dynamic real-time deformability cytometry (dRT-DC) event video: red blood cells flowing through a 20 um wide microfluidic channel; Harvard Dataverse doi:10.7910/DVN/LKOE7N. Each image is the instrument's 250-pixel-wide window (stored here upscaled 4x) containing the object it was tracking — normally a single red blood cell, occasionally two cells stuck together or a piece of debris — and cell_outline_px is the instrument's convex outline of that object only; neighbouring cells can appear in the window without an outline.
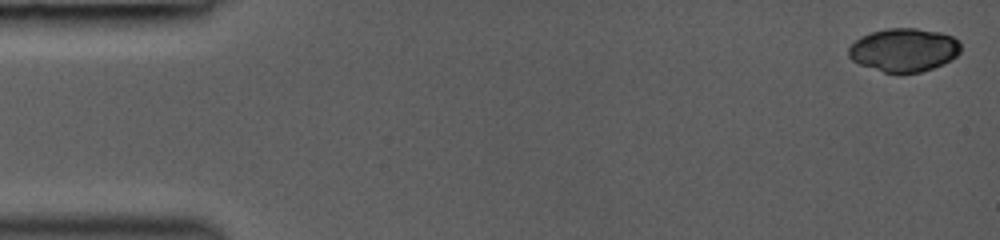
{"species": "common noctule bat (a hibernating species)", "species_latin": "Nyctalus noctula", "temperature_condition": "room temperature", "stored_images_in_passage": 40, "camera_frame_rate_fps": 3000, "um_per_image_px": 0.085, "animal": {"sex": "female", "body_mass_g": 19.0, "forearm_length_mm": 53.3}, "frame": {"image": 1, "passage_image": 1, "time_ms": 0.0, "image_size_px": [1000, 240], "cell_outline_px": [[960, 52], [952, 60], [944, 64], [920, 72], [884, 72], [860, 64], [852, 60], [848, 56], [848, 48], [860, 36], [872, 32], [888, 28], [916, 28], [940, 32], [952, 36], [960, 40]], "centroid_in_image_um": [76.85, 4.23], "position_along_channel_um": 8.1, "area_um2": 28.32}}
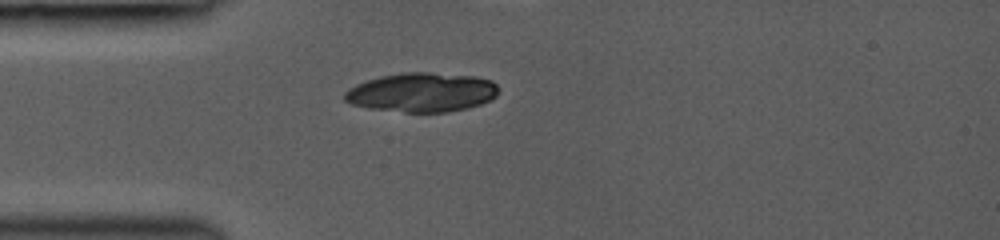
{"frame": {"image": 2, "passage_image": 13, "time_ms": 4.0, "image_size_px": [1000, 240], "cell_outline_px": [[496, 96], [480, 104], [464, 108], [444, 112], [404, 112], [368, 108], [352, 104], [344, 100], [344, 92], [348, 88], [356, 84], [380, 76], [404, 72], [428, 72], [476, 76], [492, 80], [496, 84]], "centroid_in_image_um": [35.81, 7.84], "position_along_channel_um": 49.2, "area_um2": 35.03}}
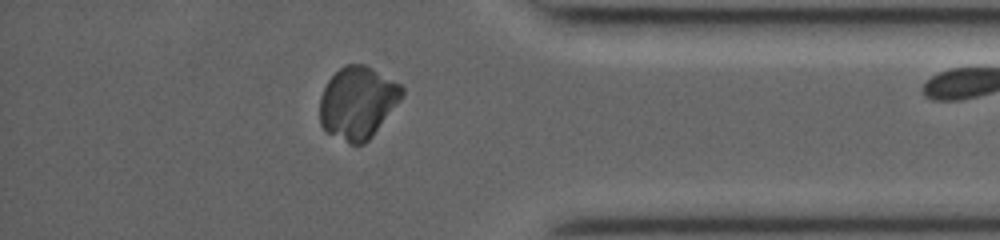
{"frame": {"image": 3, "passage_image": 39, "time_ms": 12.667, "image_size_px": [1000, 240], "cell_outline_px": [[404, 92], [400, 100], [372, 136], [364, 144], [348, 144], [324, 132], [320, 124], [320, 96], [328, 80], [344, 64], [364, 64], [400, 84], [404, 88]], "centroid_in_image_um": [30.37, 8.75], "position_along_channel_um": 404.8, "area_um2": 34.62}}